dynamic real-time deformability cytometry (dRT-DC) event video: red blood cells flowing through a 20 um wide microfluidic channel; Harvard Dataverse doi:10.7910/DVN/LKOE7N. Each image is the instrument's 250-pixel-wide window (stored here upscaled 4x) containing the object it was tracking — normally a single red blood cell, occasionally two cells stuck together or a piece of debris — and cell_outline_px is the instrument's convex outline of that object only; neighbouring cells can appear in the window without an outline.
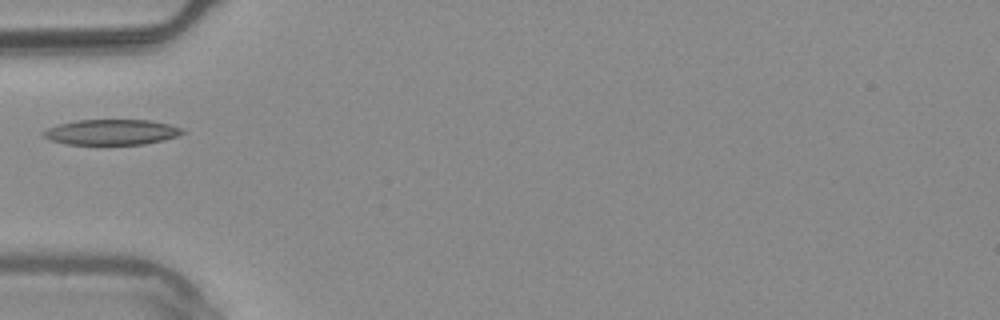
{"species": "common noctule bat (a hibernating species)", "species_latin": "Nyctalus noctula", "temperature_condition": "warm", "stored_images_in_passage": 37, "camera_frame_rate_fps": 3000, "um_per_image_px": 0.085, "animal": {"sex": "male", "body_mass_g": 20.4}, "frame": {"image": 1, "passage_image": 1, "time_ms": 0.0, "image_size_px": [1000, 320], "cell_outline_px": [[184, 132], [176, 136], [164, 140], [144, 144], [68, 144], [52, 140], [44, 136], [44, 132], [48, 128], [60, 124], [76, 120], [148, 120], [168, 124], [184, 128]], "centroid_in_image_um": [9.53, 11.22], "position_along_channel_um": 75.5, "area_um2": 20.29}}
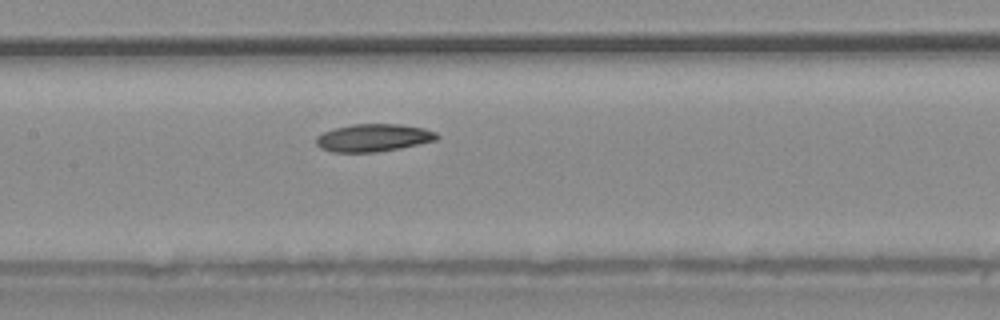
{"frame": {"image": 2, "passage_image": 9, "time_ms": 2.667, "image_size_px": [1000, 320], "cell_outline_px": [[440, 136], [436, 140], [400, 148], [376, 152], [332, 152], [320, 148], [316, 144], [316, 136], [324, 132], [336, 128], [352, 124], [400, 124], [424, 128], [436, 132]], "centroid_in_image_um": [31.74, 11.71], "position_along_channel_um": 175.7, "area_um2": 19.42}}
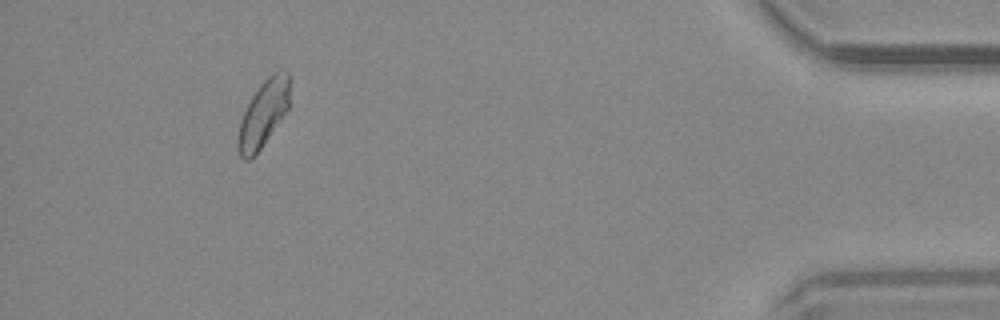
{"frame": {"image": 3, "passage_image": 33, "time_ms": 10.667, "image_size_px": [1000, 320], "cell_outline_px": [[292, 80], [288, 108], [252, 160], [244, 160], [240, 156], [236, 144], [240, 120], [252, 96], [260, 84], [272, 72], [280, 68], [284, 68], [292, 76]], "centroid_in_image_um": [22.41, 9.59], "position_along_channel_um": 412.8, "area_um2": 20.4}}